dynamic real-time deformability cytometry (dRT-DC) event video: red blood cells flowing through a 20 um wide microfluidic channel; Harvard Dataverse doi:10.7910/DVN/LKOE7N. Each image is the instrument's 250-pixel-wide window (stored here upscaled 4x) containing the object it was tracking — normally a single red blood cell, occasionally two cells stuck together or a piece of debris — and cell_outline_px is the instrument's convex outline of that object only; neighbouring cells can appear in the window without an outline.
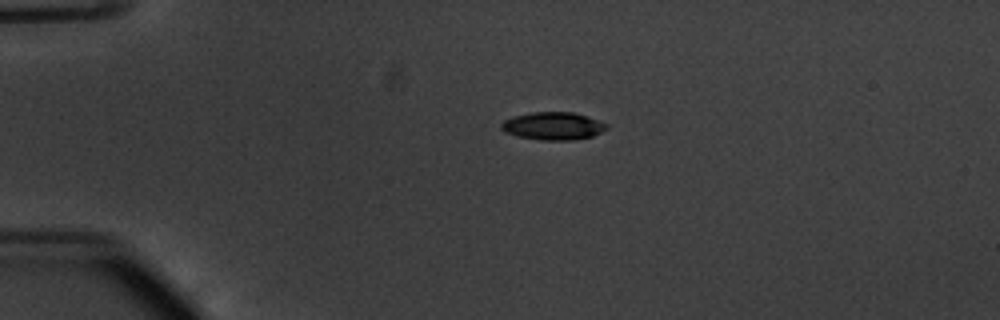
{"species": "common noctule bat (a hibernating species)", "species_latin": "Nyctalus noctula", "temperature_condition": "warm", "stored_images_in_passage": 42, "camera_frame_rate_fps": 3000, "um_per_image_px": 0.085, "animal": {"sex": "male", "body_mass_g": 20.1, "forearm_length_mm": 53.5}, "frame": {"image": 1, "passage_image": 1, "time_ms": 0.0, "image_size_px": [1000, 320], "cell_outline_px": [[608, 128], [592, 136], [572, 140], [540, 140], [516, 136], [504, 132], [500, 128], [500, 124], [504, 120], [512, 116], [532, 112], [572, 112], [608, 124]], "centroid_in_image_um": [46.95, 10.71], "position_along_channel_um": 38.1, "area_um2": 16.99}}
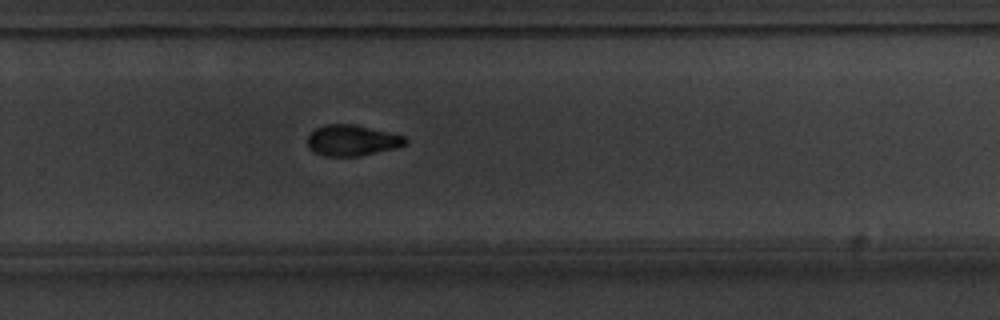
{"frame": {"image": 2, "passage_image": 25, "time_ms": 8.0, "image_size_px": [1000, 320], "cell_outline_px": [[408, 144], [396, 148], [360, 156], [324, 156], [316, 152], [308, 144], [308, 136], [316, 128], [324, 124], [352, 124], [388, 132], [404, 136], [408, 140]], "centroid_in_image_um": [29.96, 11.93], "position_along_channel_um": 299.8, "area_um2": 17.46}}
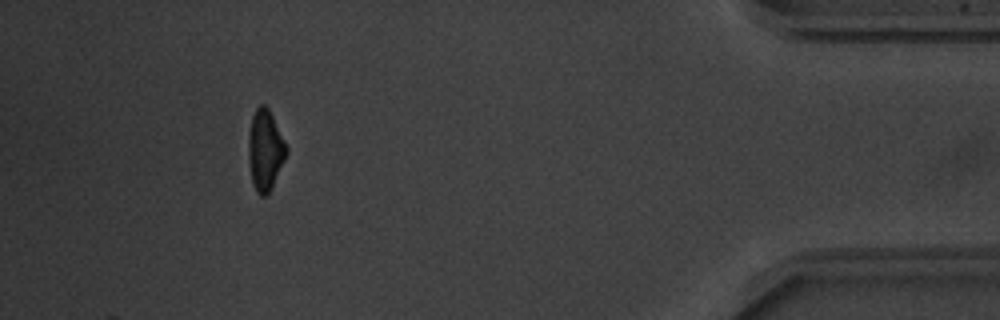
{"frame": {"image": 3, "passage_image": 38, "time_ms": 12.333, "image_size_px": [1000, 320], "cell_outline_px": [[288, 152], [272, 188], [268, 196], [260, 196], [256, 192], [252, 184], [248, 160], [248, 136], [252, 116], [256, 108], [260, 104], [264, 104], [268, 108], [288, 148]], "centroid_in_image_um": [22.53, 12.81], "position_along_channel_um": 412.7, "area_um2": 18.03}, "authors_computed_cell_mechanics": {"area_um2": 18.1203, "velocity_mm_per_s": 3.8066, "shape_relaxation_time_tau1_ms": 2.6903, "shape_relaxation_time_tau2_ms": 3.6405, "deformation_change_tau1": 0.1432, "deformation_change_tau2": 0.094}}